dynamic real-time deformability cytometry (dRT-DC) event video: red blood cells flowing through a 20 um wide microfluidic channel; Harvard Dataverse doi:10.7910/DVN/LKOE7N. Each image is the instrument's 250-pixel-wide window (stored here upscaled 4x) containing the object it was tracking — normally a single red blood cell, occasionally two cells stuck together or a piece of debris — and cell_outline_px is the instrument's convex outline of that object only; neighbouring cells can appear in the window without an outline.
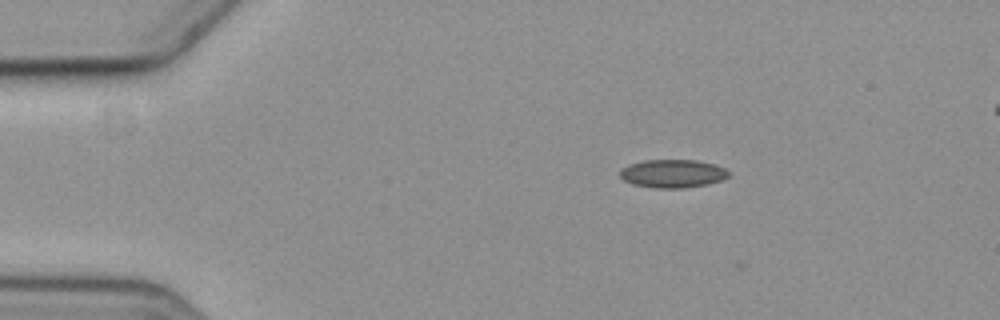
{"species": "common noctule bat (a hibernating species)", "species_latin": "Nyctalus noctula", "temperature_condition": "cold", "stored_images_in_passage": 4, "segment_of_instrument_passage": [1, 2], "camera_frame_rate_fps": 3000, "um_per_image_px": 0.085, "animal": {"sex": "female", "body_mass_g": 19.3, "forearm_length_mm": 54.1}, "frame": {"image": 1, "passage_image": 1, "time_ms": 0.0, "image_size_px": [1000, 320], "cell_outline_px": [[728, 176], [720, 180], [708, 184], [684, 188], [656, 188], [632, 184], [624, 180], [620, 176], [620, 168], [628, 164], [644, 160], [696, 160], [712, 164], [724, 168], [728, 172]], "centroid_in_image_um": [57.12, 14.75], "position_along_channel_um": 27.9, "area_um2": 17.8}}